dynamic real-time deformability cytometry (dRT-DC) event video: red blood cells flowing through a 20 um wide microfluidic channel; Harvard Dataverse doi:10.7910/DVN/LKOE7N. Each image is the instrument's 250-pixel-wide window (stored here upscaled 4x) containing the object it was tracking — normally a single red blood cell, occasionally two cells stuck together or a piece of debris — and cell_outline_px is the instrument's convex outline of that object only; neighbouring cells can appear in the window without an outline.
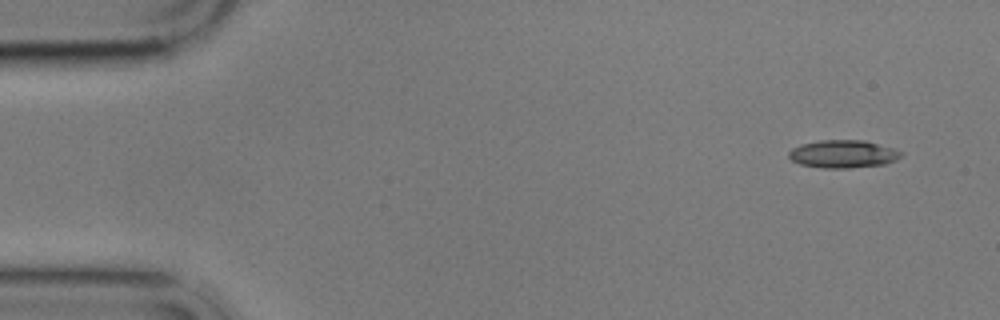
{"species": "common noctule bat (a hibernating species)", "species_latin": "Nyctalus noctula", "temperature_condition": "cold", "stored_images_in_passage": 6, "camera_frame_rate_fps": 3000, "um_per_image_px": 0.085, "animal": {"sex": "male", "body_mass_g": 17.9}, "frame": {"image": 1, "passage_image": 1, "time_ms": 0.0, "image_size_px": [1000, 320], "cell_outline_px": [[904, 152], [896, 160], [884, 164], [848, 168], [820, 168], [800, 164], [792, 160], [788, 156], [788, 152], [792, 148], [800, 144], [820, 140], [864, 140], [892, 148]], "centroid_in_image_um": [71.63, 13.09], "position_along_channel_um": 13.4, "area_um2": 18.21}}
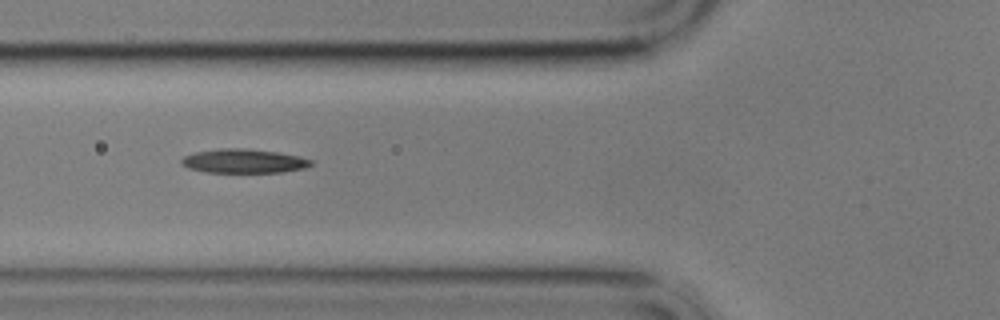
{"frame": {"image": 2, "passage_image": 5, "time_ms": 5.667, "image_size_px": [1000, 320], "cell_outline_px": [[312, 164], [304, 168], [284, 172], [204, 172], [188, 168], [180, 164], [180, 160], [184, 156], [196, 152], [220, 148], [240, 148], [276, 152], [300, 156], [312, 160]], "centroid_in_image_um": [20.69, 13.69], "position_along_channel_um": 105.1, "area_um2": 18.09}}
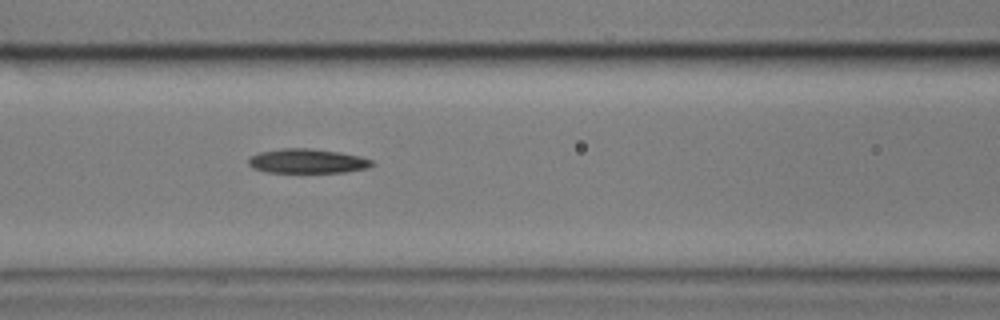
{"frame": {"image": 3, "passage_image": 6, "time_ms": 6.667, "image_size_px": [1000, 320], "cell_outline_px": [[376, 164], [368, 168], [344, 172], [268, 172], [252, 168], [248, 164], [248, 156], [260, 152], [280, 148], [312, 148], [340, 152], [360, 156], [372, 160]], "centroid_in_image_um": [26.12, 13.68], "position_along_channel_um": 140.5, "area_um2": 17.74}}